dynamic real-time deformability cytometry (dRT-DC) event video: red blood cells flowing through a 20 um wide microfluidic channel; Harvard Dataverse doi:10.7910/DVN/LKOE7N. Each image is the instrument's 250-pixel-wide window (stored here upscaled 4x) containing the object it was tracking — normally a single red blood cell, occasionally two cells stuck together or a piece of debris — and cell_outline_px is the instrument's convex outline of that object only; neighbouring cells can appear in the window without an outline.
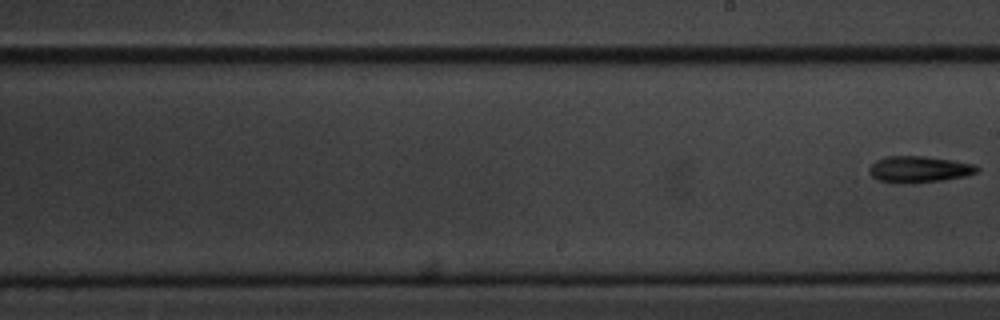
{"species": "common noctule bat (a hibernating species)", "species_latin": "Nyctalus noctula", "temperature_condition": "cold", "stored_images_in_passage": 11, "segment_of_instrument_passage": [2, 2], "camera_frame_rate_fps": 3000, "um_per_image_px": 0.085, "animal": {"sex": "male", "body_mass_g": 20.1, "forearm_length_mm": 53.5}, "frame": {"image": 1, "passage_image": 11, "time_ms": 12.667, "image_size_px": [1000, 320], "cell_outline_px": [[980, 168], [976, 172], [964, 176], [944, 180], [912, 184], [892, 184], [876, 180], [868, 172], [868, 168], [876, 160], [888, 156], [924, 156], [952, 160], [976, 164]], "centroid_in_image_um": [78.07, 14.41], "position_along_channel_um": 210.9, "area_um2": 16.99}}